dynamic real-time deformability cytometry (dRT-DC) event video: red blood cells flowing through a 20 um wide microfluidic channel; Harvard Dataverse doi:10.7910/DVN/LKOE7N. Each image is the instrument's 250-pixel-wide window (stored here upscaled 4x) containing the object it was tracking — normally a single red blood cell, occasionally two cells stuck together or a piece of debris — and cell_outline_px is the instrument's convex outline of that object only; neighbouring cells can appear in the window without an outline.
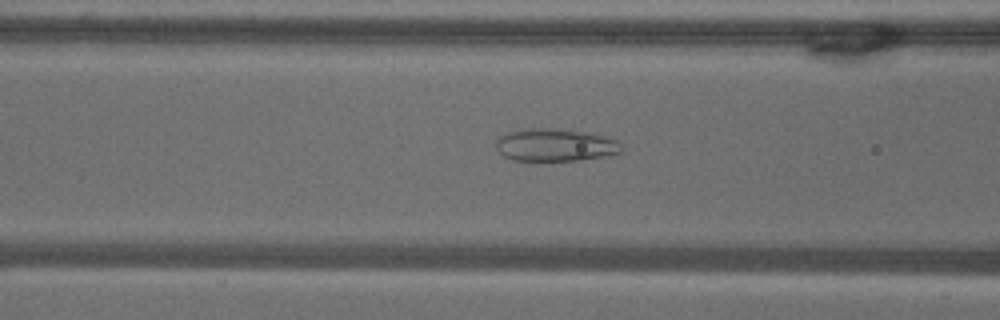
{"species": "common noctule bat (a hibernating species)", "species_latin": "Nyctalus noctula", "temperature_condition": "warm", "stored_images_in_passage": 47, "camera_frame_rate_fps": 3000, "um_per_image_px": 0.085, "animal": {"sex": "male", "body_mass_g": 18.8}, "frame": {"image": 1, "passage_image": 15, "time_ms": 4.667, "image_size_px": [1000, 320], "cell_outline_px": [[624, 152], [608, 156], [580, 160], [512, 160], [504, 156], [496, 148], [496, 140], [500, 136], [508, 132], [520, 128], [552, 128], [592, 132], [616, 140], [624, 148]], "centroid_in_image_um": [47.23, 12.31], "position_along_channel_um": 119.4, "area_um2": 24.22}}
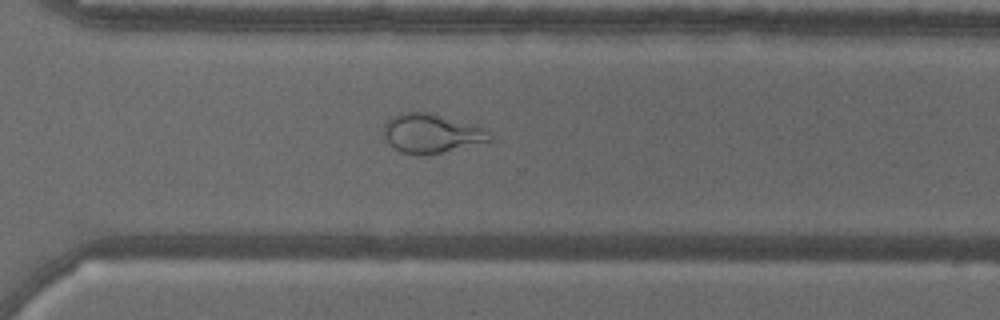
{"frame": {"image": 2, "passage_image": 32, "time_ms": 10.333, "image_size_px": [1000, 320], "cell_outline_px": [[492, 140], [440, 152], [416, 156], [400, 152], [384, 136], [384, 124], [392, 116], [400, 112], [428, 112], [488, 128], [492, 136]], "centroid_in_image_um": [36.68, 11.32], "position_along_channel_um": 333.9, "area_um2": 23.99}}
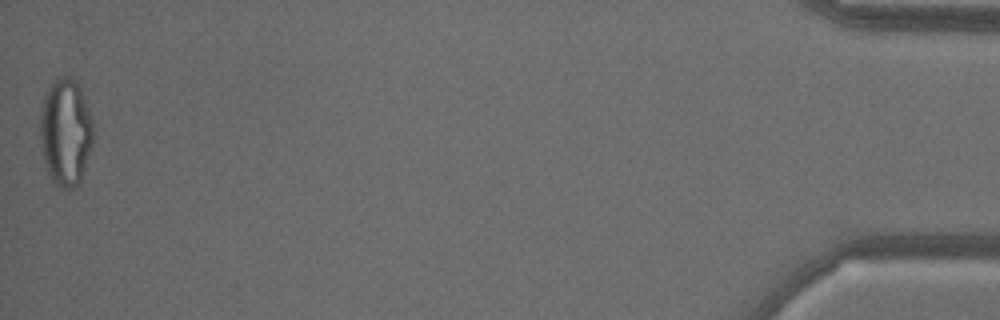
{"frame": {"image": 3, "passage_image": 47, "time_ms": 15.333, "image_size_px": [1000, 320], "cell_outline_px": [[92, 144], [80, 180], [72, 188], [60, 188], [52, 180], [48, 172], [44, 160], [40, 140], [40, 116], [44, 96], [52, 80], [60, 76], [72, 76], [88, 108], [92, 120]], "centroid_in_image_um": [5.54, 11.21], "position_along_channel_um": 429.7, "area_um2": 32.66}, "authors_computed_cell_mechanics": {"area_um2": 27.9174, "velocity_mm_per_s": 3.7896, "shape_relaxation_time_tau1_ms": null, "shape_relaxation_time_tau2_ms": 1.1478, "deformation_change_tau1": null, "deformation_change_tau2": 0.0927}}